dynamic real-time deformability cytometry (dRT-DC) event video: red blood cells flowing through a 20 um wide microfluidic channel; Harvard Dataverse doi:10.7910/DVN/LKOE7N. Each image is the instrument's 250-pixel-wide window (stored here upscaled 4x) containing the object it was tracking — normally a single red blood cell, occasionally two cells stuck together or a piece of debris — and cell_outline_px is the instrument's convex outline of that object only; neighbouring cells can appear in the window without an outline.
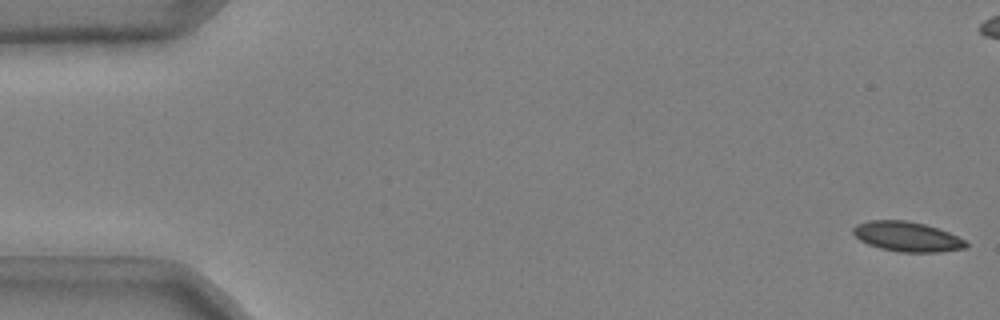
{"species": "common noctule bat (a hibernating species)", "species_latin": "Nyctalus noctula", "temperature_condition": "cold", "stored_images_in_passage": 47, "camera_frame_rate_fps": 3000, "um_per_image_px": 0.085, "animal": {"sex": "male", "body_mass_g": 20.4}, "frame": {"image": 1, "passage_image": 1, "time_ms": 0.0, "image_size_px": [1000, 320], "cell_outline_px": [[968, 244], [964, 248], [940, 252], [900, 252], [880, 248], [868, 244], [860, 240], [852, 232], [852, 228], [856, 224], [872, 220], [904, 220], [924, 224], [948, 232], [964, 240]], "centroid_in_image_um": [77.07, 20.11], "position_along_channel_um": 7.9, "area_um2": 19.42}}
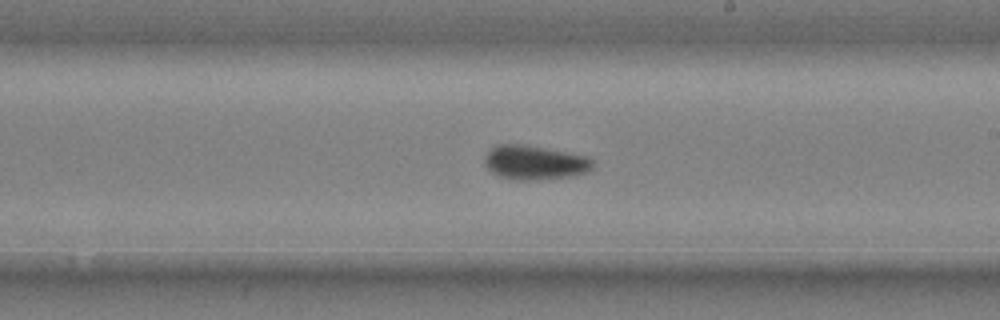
{"frame": {"image": 2, "passage_image": 31, "time_ms": 10.0, "image_size_px": [1000, 320], "cell_outline_px": [[596, 164], [588, 172], [568, 176], [536, 180], [512, 180], [500, 176], [492, 172], [484, 164], [484, 160], [488, 152], [496, 144], [524, 144], [588, 156]], "centroid_in_image_um": [45.46, 13.81], "position_along_channel_um": 243.5, "area_um2": 21.62}}
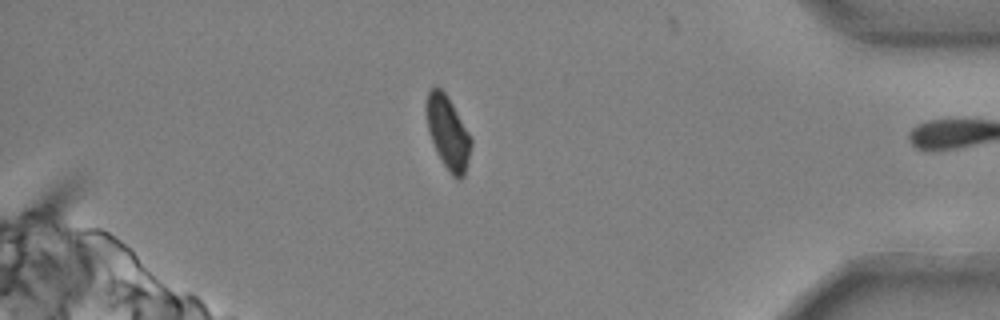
{"frame": {"image": 3, "passage_image": 46, "time_ms": 15.0, "image_size_px": [1000, 320], "cell_outline_px": [[472, 144], [464, 176], [460, 180], [456, 180], [452, 176], [436, 152], [428, 132], [428, 92], [436, 84], [448, 96], [468, 132], [472, 140]], "centroid_in_image_um": [38.1, 11.32], "position_along_channel_um": 397.1, "area_um2": 18.61}, "authors_computed_cell_mechanics": {"area_um2": 20.5768, "velocity_mm_per_s": 3.7069, "shape_relaxation_time_tau1_ms": 9.826, "shape_relaxation_time_tau2_ms": 1.9246, "deformation_change_tau1": 0.1695, "deformation_change_tau2": 0.0465}}